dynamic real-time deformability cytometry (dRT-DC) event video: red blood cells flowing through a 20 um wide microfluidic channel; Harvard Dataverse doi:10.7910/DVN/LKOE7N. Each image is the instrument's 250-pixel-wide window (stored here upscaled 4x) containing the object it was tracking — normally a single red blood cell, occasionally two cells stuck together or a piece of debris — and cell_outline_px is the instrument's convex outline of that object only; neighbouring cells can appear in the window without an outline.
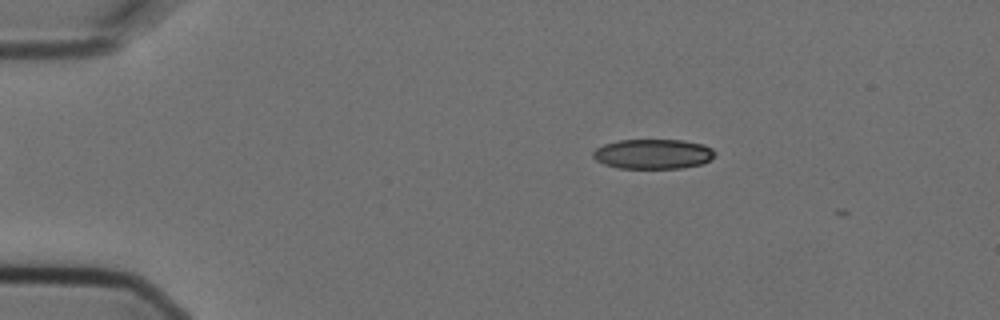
{"species": "Egyptian fruit bat (a non-hibernating species)", "species_latin": "Rousettus aegyptiacus", "temperature_condition": "cold", "stored_images_in_passage": 4, "camera_frame_rate_fps": 3000, "um_per_image_px": 0.085, "animal": {"sex": "female"}, "frame": {"image": 1, "passage_image": 2, "time_ms": 0.333, "image_size_px": [1000, 320], "cell_outline_px": [[716, 152], [712, 160], [704, 164], [680, 168], [620, 168], [604, 164], [596, 160], [592, 156], [592, 152], [596, 148], [604, 144], [620, 140], [684, 140], [704, 144], [712, 148]], "centroid_in_image_um": [55.55, 13.09], "position_along_channel_um": 29.4, "area_um2": 21.39}}